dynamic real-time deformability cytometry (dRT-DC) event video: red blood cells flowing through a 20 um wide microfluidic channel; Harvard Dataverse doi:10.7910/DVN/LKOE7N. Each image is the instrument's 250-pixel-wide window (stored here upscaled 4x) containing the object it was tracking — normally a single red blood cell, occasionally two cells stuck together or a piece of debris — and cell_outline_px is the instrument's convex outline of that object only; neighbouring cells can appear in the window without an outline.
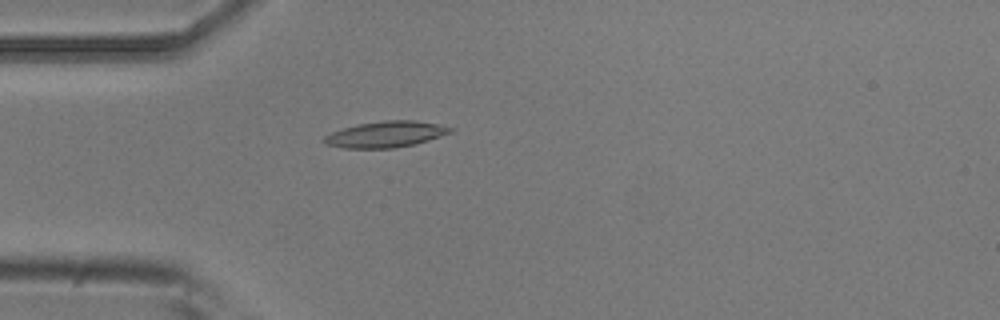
{"species": "common noctule bat (a hibernating species)", "species_latin": "Nyctalus noctula", "temperature_condition": "room temperature", "stored_images_in_passage": 1, "camera_frame_rate_fps": 3000, "um_per_image_px": 0.085, "animal": {"sex": "male", "body_mass_g": 20.5, "forearm_length_mm": 52.5}, "frame": {"image": 1, "passage_image": 1, "time_ms": 0.0, "image_size_px": [1000, 320], "cell_outline_px": [[456, 128], [452, 132], [428, 140], [412, 144], [392, 148], [344, 148], [324, 144], [324, 136], [332, 132], [356, 124], [384, 120], [416, 120]], "centroid_in_image_um": [32.78, 11.41], "position_along_channel_um": 52.2, "area_um2": 19.07}}